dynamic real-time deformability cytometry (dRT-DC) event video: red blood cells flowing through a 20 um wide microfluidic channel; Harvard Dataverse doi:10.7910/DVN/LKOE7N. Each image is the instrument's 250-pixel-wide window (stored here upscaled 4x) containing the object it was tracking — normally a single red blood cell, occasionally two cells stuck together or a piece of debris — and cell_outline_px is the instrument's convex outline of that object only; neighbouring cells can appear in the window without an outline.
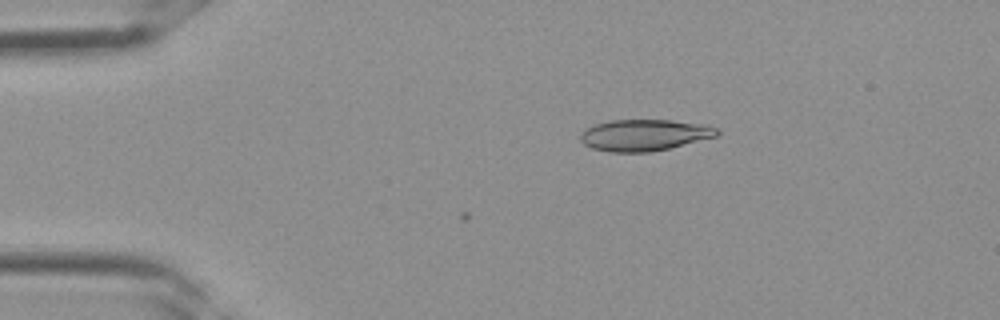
{"species": "Egyptian fruit bat (a non-hibernating species)", "species_latin": "Rousettus aegyptiacus", "temperature_condition": "room temperature", "stored_images_in_passage": 5, "camera_frame_rate_fps": 3000, "um_per_image_px": 0.085, "frame": {"image": 1, "passage_image": 3, "time_ms": 0.667, "image_size_px": [1000, 320], "cell_outline_px": [[720, 132], [716, 136], [652, 152], [608, 152], [592, 148], [584, 144], [580, 140], [580, 136], [588, 128], [596, 124], [608, 120], [672, 120], [704, 124], [716, 128]], "centroid_in_image_um": [54.76, 11.48], "position_along_channel_um": 30.2, "area_um2": 24.8}}
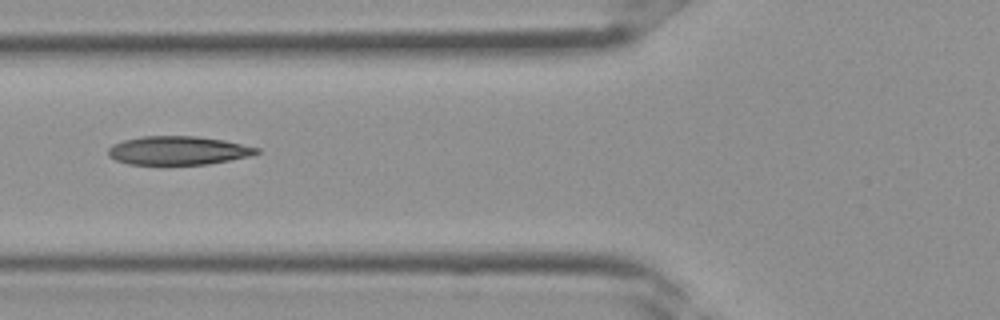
{"frame": {"image": 2, "passage_image": 5, "time_ms": 1.333, "image_size_px": [1000, 320], "cell_outline_px": [[260, 152], [248, 156], [208, 164], [128, 164], [116, 160], [108, 156], [108, 148], [112, 144], [124, 140], [140, 136], [196, 136], [224, 140], [260, 148]], "centroid_in_image_um": [15.11, 12.78], "position_along_channel_um": 110.7, "area_um2": 24.68}}